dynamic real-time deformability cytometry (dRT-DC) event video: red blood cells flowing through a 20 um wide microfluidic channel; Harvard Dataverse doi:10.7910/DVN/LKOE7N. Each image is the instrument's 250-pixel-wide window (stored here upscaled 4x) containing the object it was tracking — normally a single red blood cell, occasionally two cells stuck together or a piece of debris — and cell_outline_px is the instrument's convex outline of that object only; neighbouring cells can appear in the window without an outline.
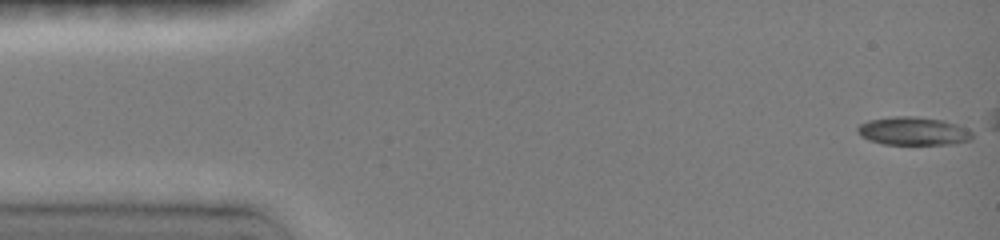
{"species": "common noctule bat (a hibernating species)", "species_latin": "Nyctalus noctula", "temperature_condition": "room temperature", "stored_images_in_passage": 17, "camera_frame_rate_fps": 3000, "um_per_image_px": 0.085, "animal": {"sex": "female", "body_mass_g": 19.0, "forearm_length_mm": 51.5}, "frame": {"image": 1, "passage_image": 1, "time_ms": 0.0, "image_size_px": [1000, 240], "cell_outline_px": [[972, 140], [952, 144], [884, 144], [868, 140], [860, 136], [856, 132], [856, 128], [860, 124], [868, 120], [896, 116], [916, 116], [944, 120], [968, 128], [972, 132]], "centroid_in_image_um": [77.62, 11.14], "position_along_channel_um": 7.4, "area_um2": 19.07}}